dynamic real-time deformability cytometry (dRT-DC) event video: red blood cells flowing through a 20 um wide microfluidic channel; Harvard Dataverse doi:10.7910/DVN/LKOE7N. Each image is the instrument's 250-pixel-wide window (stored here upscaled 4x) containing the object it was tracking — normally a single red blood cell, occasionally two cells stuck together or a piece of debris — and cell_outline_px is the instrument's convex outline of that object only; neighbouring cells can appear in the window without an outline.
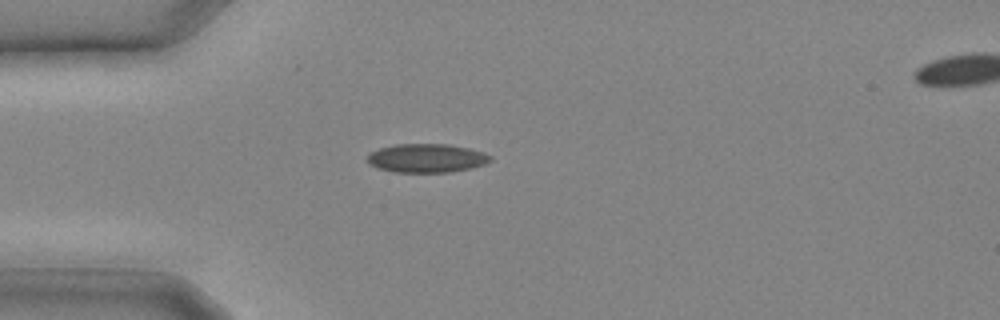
{"species": "common noctule bat (a hibernating species)", "species_latin": "Nyctalus noctula", "temperature_condition": "cold", "stored_images_in_passage": 10, "camera_frame_rate_fps": 3000, "um_per_image_px": 0.085, "animal": {"sex": "male", "body_mass_g": 20.4}, "frame": {"image": 1, "passage_image": 4, "time_ms": 1.0, "image_size_px": [1000, 320], "cell_outline_px": [[492, 160], [484, 164], [472, 168], [448, 172], [396, 172], [380, 168], [372, 164], [368, 160], [368, 152], [380, 148], [396, 144], [448, 144], [468, 148], [484, 152], [492, 156]], "centroid_in_image_um": [36.3, 13.43], "position_along_channel_um": 48.7, "area_um2": 20.46}}
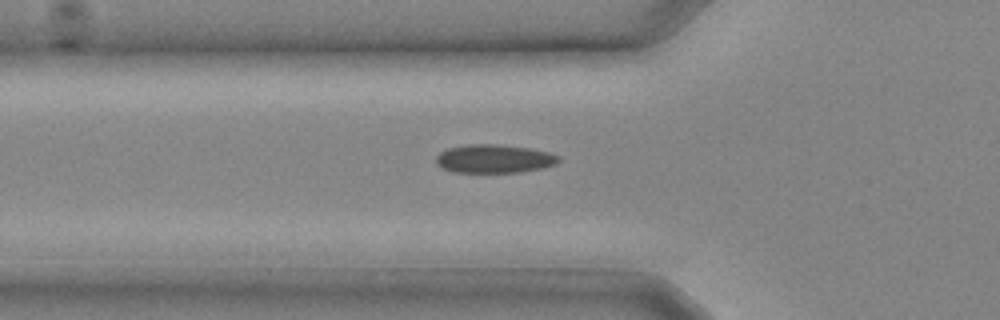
{"frame": {"image": 2, "passage_image": 6, "time_ms": 1.667, "image_size_px": [1000, 320], "cell_outline_px": [[560, 160], [556, 164], [540, 168], [520, 172], [452, 172], [440, 168], [436, 164], [436, 156], [440, 152], [448, 148], [468, 144], [496, 144], [528, 148], [548, 152], [560, 156]], "centroid_in_image_um": [41.96, 13.49], "position_along_channel_um": 83.8, "area_um2": 20.35}}
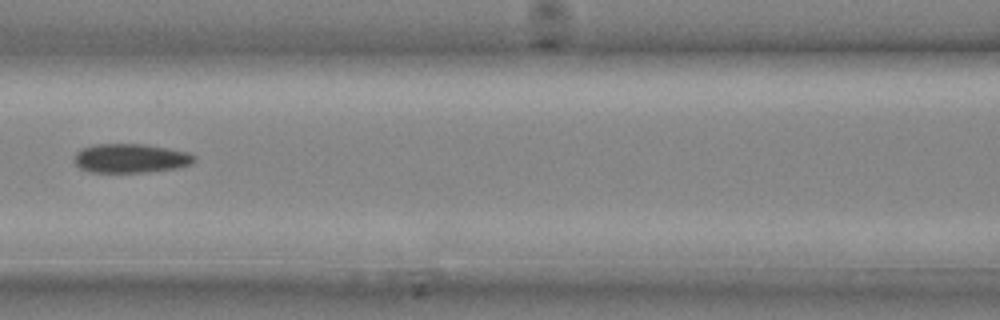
{"frame": {"image": 3, "passage_image": 9, "time_ms": 2.667, "image_size_px": [1000, 320], "cell_outline_px": [[196, 160], [192, 164], [176, 168], [144, 172], [88, 172], [80, 168], [72, 160], [76, 152], [84, 148], [96, 144], [144, 144], [188, 152], [196, 156]], "centroid_in_image_um": [11.1, 13.46], "position_along_channel_um": 155.5, "area_um2": 20.35}}